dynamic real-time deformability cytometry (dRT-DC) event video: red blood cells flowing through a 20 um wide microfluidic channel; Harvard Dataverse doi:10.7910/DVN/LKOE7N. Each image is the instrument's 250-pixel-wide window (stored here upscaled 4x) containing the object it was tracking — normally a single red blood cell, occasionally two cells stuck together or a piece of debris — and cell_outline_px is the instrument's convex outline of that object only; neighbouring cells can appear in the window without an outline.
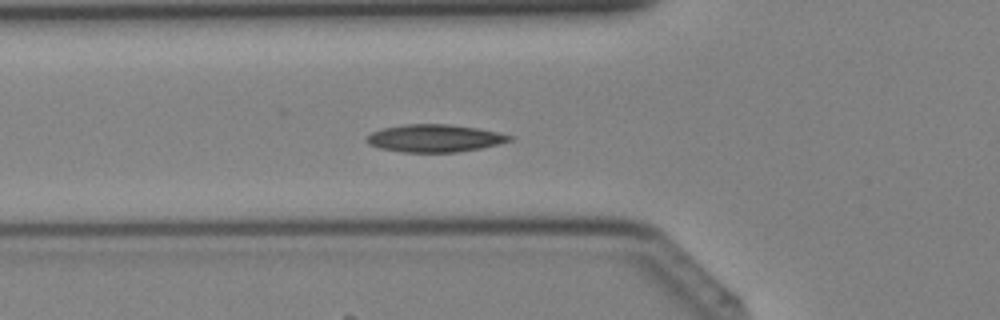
{"species": "Egyptian fruit bat (a non-hibernating species)", "species_latin": "Rousettus aegyptiacus", "temperature_condition": "cold", "stored_images_in_passage": 41, "camera_frame_rate_fps": 3000, "um_per_image_px": 0.085, "animal": {"sex": "female"}, "frame": {"image": 1, "passage_image": 15, "time_ms": 4.667, "image_size_px": [1000, 320], "cell_outline_px": [[512, 140], [480, 148], [456, 152], [400, 152], [380, 148], [368, 144], [364, 140], [372, 132], [384, 128], [404, 124], [448, 124], [476, 128], [496, 132], [512, 136]], "centroid_in_image_um": [36.89, 11.75], "position_along_channel_um": 88.9, "area_um2": 22.72}}
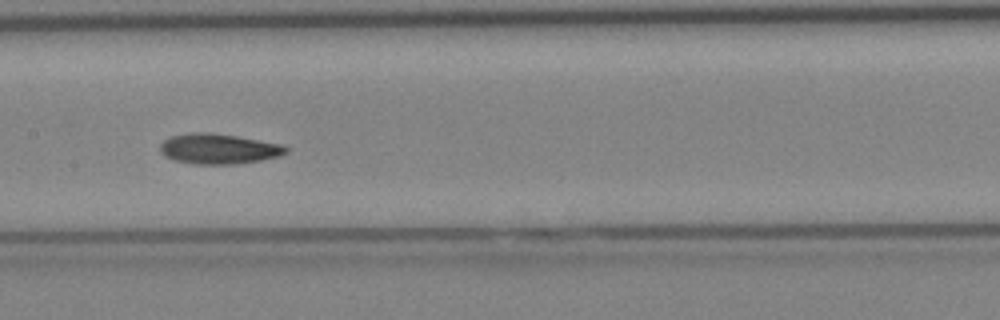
{"frame": {"image": 2, "passage_image": 21, "time_ms": 6.667, "image_size_px": [1000, 320], "cell_outline_px": [[288, 152], [280, 156], [260, 160], [236, 164], [192, 164], [172, 160], [164, 156], [160, 152], [160, 144], [164, 140], [172, 136], [188, 132], [208, 132], [236, 136], [280, 144], [288, 148]], "centroid_in_image_um": [18.54, 12.65], "position_along_channel_um": 188.9, "area_um2": 22.25}}
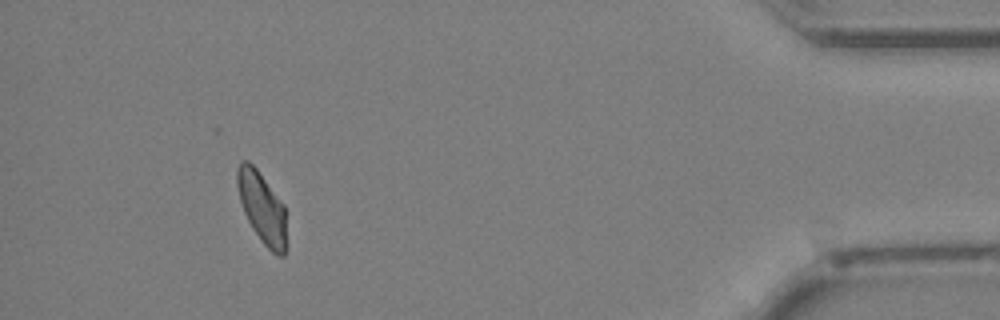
{"frame": {"image": 3, "passage_image": 38, "time_ms": 12.333, "image_size_px": [1000, 320], "cell_outline_px": [[288, 248], [284, 256], [276, 256], [260, 240], [252, 228], [244, 212], [240, 200], [236, 184], [236, 168], [240, 160], [248, 160], [256, 168], [284, 204]], "centroid_in_image_um": [22.29, 17.68], "position_along_channel_um": 412.9, "area_um2": 20.87}}